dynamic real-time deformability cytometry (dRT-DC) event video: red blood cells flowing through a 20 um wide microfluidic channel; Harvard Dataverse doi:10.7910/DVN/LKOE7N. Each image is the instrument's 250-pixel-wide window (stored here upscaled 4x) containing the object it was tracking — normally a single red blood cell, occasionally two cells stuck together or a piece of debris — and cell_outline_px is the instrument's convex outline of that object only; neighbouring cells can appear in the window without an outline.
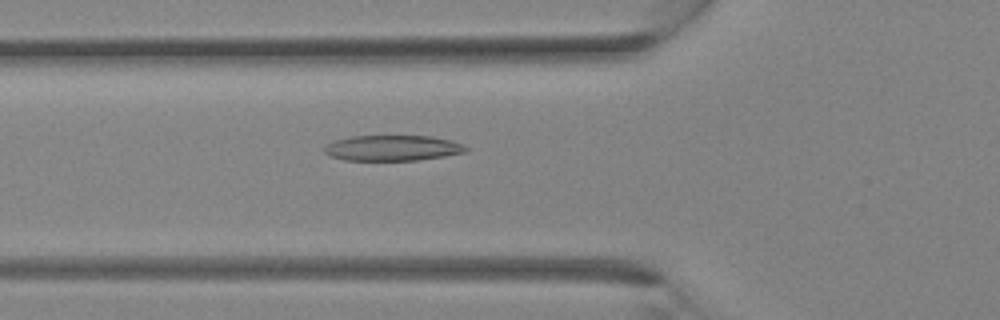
{"species": "Egyptian fruit bat (a non-hibernating species)", "species_latin": "Rousettus aegyptiacus", "temperature_condition": "room temperature", "stored_images_in_passage": 20, "camera_frame_rate_fps": 3000, "um_per_image_px": 0.085, "animal": {"sex": "female"}, "frame": {"image": 1, "passage_image": 12, "time_ms": 3.667, "image_size_px": [1000, 320], "cell_outline_px": [[468, 148], [464, 152], [444, 156], [416, 160], [344, 160], [328, 156], [324, 152], [324, 148], [332, 140], [348, 136], [432, 136], [452, 140], [464, 144]], "centroid_in_image_um": [33.33, 12.57], "position_along_channel_um": 92.5, "area_um2": 21.21}}
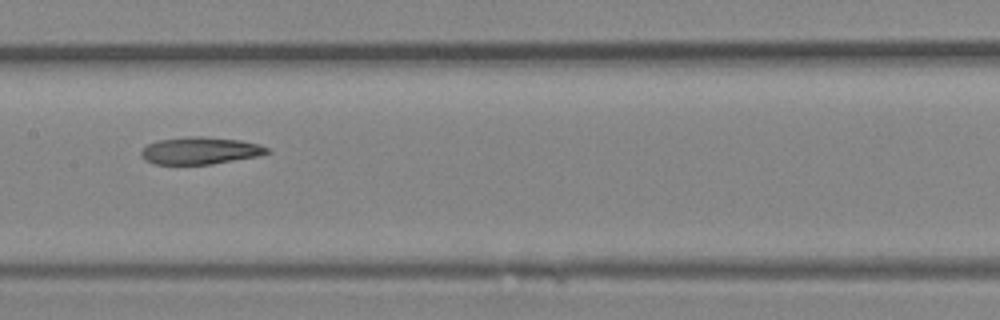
{"frame": {"image": 2, "passage_image": 17, "time_ms": 5.333, "image_size_px": [1000, 320], "cell_outline_px": [[272, 152], [256, 156], [212, 164], [152, 164], [144, 160], [140, 156], [140, 152], [148, 144], [160, 140], [192, 136], [200, 136], [240, 140], [260, 144], [268, 148]], "centroid_in_image_um": [17.0, 12.81], "position_along_channel_um": 190.4, "area_um2": 19.88}}
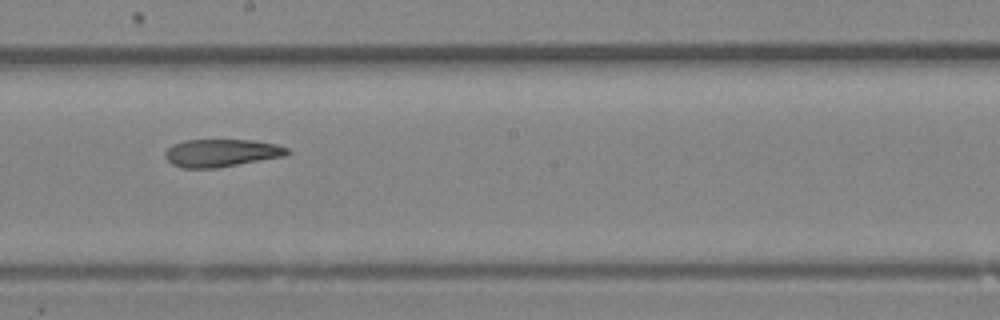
{"frame": {"image": 3, "passage_image": 19, "time_ms": 6.0, "image_size_px": [1000, 320], "cell_outline_px": [[292, 152], [288, 156], [216, 168], [180, 168], [172, 164], [164, 156], [164, 152], [172, 144], [184, 140], [252, 140], [276, 144], [288, 148]], "centroid_in_image_um": [18.84, 13.0], "position_along_channel_um": 229.4, "area_um2": 20.0}}